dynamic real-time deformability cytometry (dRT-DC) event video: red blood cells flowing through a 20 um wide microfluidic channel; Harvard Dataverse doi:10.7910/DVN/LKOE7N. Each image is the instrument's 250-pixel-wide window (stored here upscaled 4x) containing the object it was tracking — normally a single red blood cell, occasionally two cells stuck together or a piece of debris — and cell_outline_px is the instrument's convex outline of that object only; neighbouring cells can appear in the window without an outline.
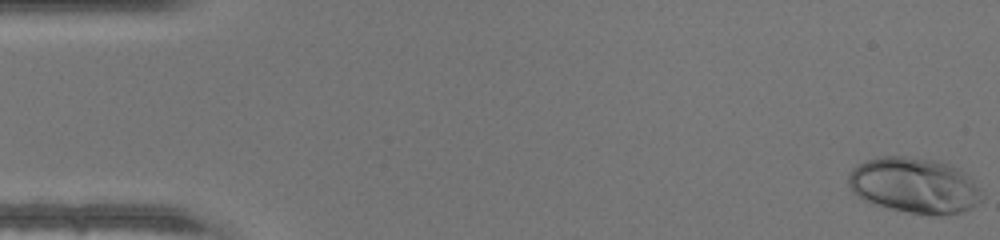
{"species": "human", "species_latin": "Homo sapiens", "temperature_condition": "warm", "stored_images_in_passage": 47, "camera_frame_rate_fps": 3000, "um_per_image_px": 0.085, "donor": {"sex": "male"}, "frame": {"image": 1, "passage_image": 1, "time_ms": 0.0, "image_size_px": [1000, 240], "cell_outline_px": [[984, 200], [960, 212], [940, 216], [928, 216], [908, 212], [872, 204], [864, 200], [852, 192], [848, 184], [848, 172], [856, 164], [880, 156], [904, 156], [940, 160], [964, 172], [972, 180], [984, 196]], "centroid_in_image_um": [77.7, 15.76], "position_along_channel_um": 7.3, "area_um2": 43.64}}
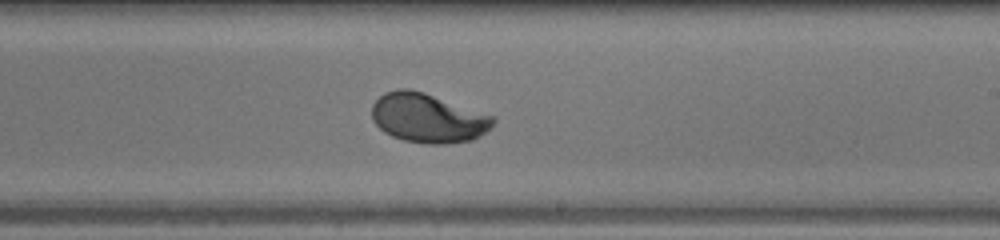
{"frame": {"image": 2, "passage_image": 28, "time_ms": 9.0, "image_size_px": [1000, 240], "cell_outline_px": [[496, 120], [492, 128], [472, 140], [448, 144], [424, 144], [404, 140], [392, 136], [384, 132], [372, 120], [372, 104], [384, 92], [396, 88], [408, 88], [424, 92], [496, 116]], "centroid_in_image_um": [36.39, 10.03], "position_along_channel_um": 252.6, "area_um2": 35.26}}
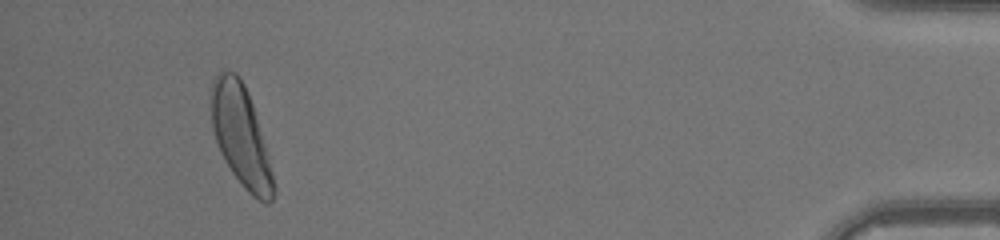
{"frame": {"image": 3, "passage_image": 44, "time_ms": 14.333, "image_size_px": [1000, 240], "cell_outline_px": [[276, 192], [272, 200], [268, 204], [264, 204], [252, 196], [244, 188], [232, 172], [224, 160], [220, 152], [212, 128], [212, 80], [216, 72], [236, 72], [244, 84], [252, 104], [264, 144], [272, 172], [276, 188]], "centroid_in_image_um": [20.47, 11.6], "position_along_channel_um": 414.7, "area_um2": 36.01}}